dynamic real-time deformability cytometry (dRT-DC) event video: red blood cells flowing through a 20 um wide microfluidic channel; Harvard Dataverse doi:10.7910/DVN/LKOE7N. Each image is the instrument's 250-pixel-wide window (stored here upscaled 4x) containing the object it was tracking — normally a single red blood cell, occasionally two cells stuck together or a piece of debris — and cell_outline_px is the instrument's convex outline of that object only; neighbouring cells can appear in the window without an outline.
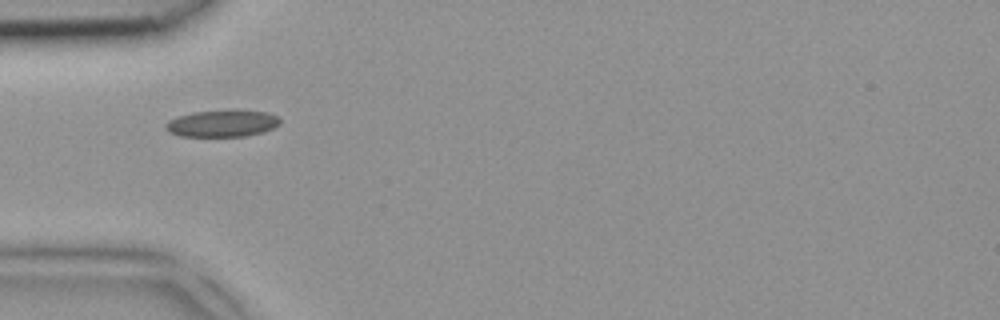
{"species": "common noctule bat (a hibernating species)", "species_latin": "Nyctalus noctula", "temperature_condition": "room temperature", "stored_images_in_passage": 6, "camera_frame_rate_fps": 3000, "um_per_image_px": 0.085, "animal": {"sex": "female", "body_mass_g": 18.4}, "frame": {"image": 1, "passage_image": 4, "time_ms": 1.0, "image_size_px": [1000, 320], "cell_outline_px": [[280, 124], [264, 132], [244, 136], [180, 136], [168, 132], [164, 128], [164, 124], [168, 120], [176, 116], [192, 112], [232, 108], [268, 112], [276, 116], [280, 120]], "centroid_in_image_um": [18.86, 10.46], "position_along_channel_um": 66.1, "area_um2": 18.5}}